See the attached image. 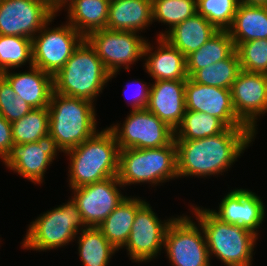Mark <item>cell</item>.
<instances>
[{
    "mask_svg": "<svg viewBox=\"0 0 267 266\" xmlns=\"http://www.w3.org/2000/svg\"><path fill=\"white\" fill-rule=\"evenodd\" d=\"M256 137L250 128H227L214 136L175 141L178 179L189 176L205 179L212 175H223L238 162Z\"/></svg>",
    "mask_w": 267,
    "mask_h": 266,
    "instance_id": "1",
    "label": "cell"
},
{
    "mask_svg": "<svg viewBox=\"0 0 267 266\" xmlns=\"http://www.w3.org/2000/svg\"><path fill=\"white\" fill-rule=\"evenodd\" d=\"M119 145L106 126L64 154L69 159V189L100 182L118 175Z\"/></svg>",
    "mask_w": 267,
    "mask_h": 266,
    "instance_id": "2",
    "label": "cell"
},
{
    "mask_svg": "<svg viewBox=\"0 0 267 266\" xmlns=\"http://www.w3.org/2000/svg\"><path fill=\"white\" fill-rule=\"evenodd\" d=\"M190 208L204 231L210 259L216 257L224 266H252L259 239L256 234L219 220L203 206L192 204Z\"/></svg>",
    "mask_w": 267,
    "mask_h": 266,
    "instance_id": "3",
    "label": "cell"
},
{
    "mask_svg": "<svg viewBox=\"0 0 267 266\" xmlns=\"http://www.w3.org/2000/svg\"><path fill=\"white\" fill-rule=\"evenodd\" d=\"M110 76L94 48L84 39L53 77L54 92L95 103Z\"/></svg>",
    "mask_w": 267,
    "mask_h": 266,
    "instance_id": "4",
    "label": "cell"
},
{
    "mask_svg": "<svg viewBox=\"0 0 267 266\" xmlns=\"http://www.w3.org/2000/svg\"><path fill=\"white\" fill-rule=\"evenodd\" d=\"M96 103L53 91L49 111V134L63 153L91 138L97 129Z\"/></svg>",
    "mask_w": 267,
    "mask_h": 266,
    "instance_id": "5",
    "label": "cell"
},
{
    "mask_svg": "<svg viewBox=\"0 0 267 266\" xmlns=\"http://www.w3.org/2000/svg\"><path fill=\"white\" fill-rule=\"evenodd\" d=\"M86 227L76 203L69 197L67 202L30 222L20 247L36 252L65 248L75 242L78 233Z\"/></svg>",
    "mask_w": 267,
    "mask_h": 266,
    "instance_id": "6",
    "label": "cell"
},
{
    "mask_svg": "<svg viewBox=\"0 0 267 266\" xmlns=\"http://www.w3.org/2000/svg\"><path fill=\"white\" fill-rule=\"evenodd\" d=\"M117 177L124 188L144 183L154 187L178 179L175 141L160 148L120 149Z\"/></svg>",
    "mask_w": 267,
    "mask_h": 266,
    "instance_id": "7",
    "label": "cell"
},
{
    "mask_svg": "<svg viewBox=\"0 0 267 266\" xmlns=\"http://www.w3.org/2000/svg\"><path fill=\"white\" fill-rule=\"evenodd\" d=\"M139 34L104 28L90 32L85 37L111 74L110 80L116 78L121 69L129 71L131 65L143 60L148 38Z\"/></svg>",
    "mask_w": 267,
    "mask_h": 266,
    "instance_id": "8",
    "label": "cell"
},
{
    "mask_svg": "<svg viewBox=\"0 0 267 266\" xmlns=\"http://www.w3.org/2000/svg\"><path fill=\"white\" fill-rule=\"evenodd\" d=\"M163 249L171 266H211L201 225L184 213L167 227Z\"/></svg>",
    "mask_w": 267,
    "mask_h": 266,
    "instance_id": "9",
    "label": "cell"
},
{
    "mask_svg": "<svg viewBox=\"0 0 267 266\" xmlns=\"http://www.w3.org/2000/svg\"><path fill=\"white\" fill-rule=\"evenodd\" d=\"M56 16L59 15H54L32 38L33 65L53 77L85 39L67 21L60 26L50 27Z\"/></svg>",
    "mask_w": 267,
    "mask_h": 266,
    "instance_id": "10",
    "label": "cell"
},
{
    "mask_svg": "<svg viewBox=\"0 0 267 266\" xmlns=\"http://www.w3.org/2000/svg\"><path fill=\"white\" fill-rule=\"evenodd\" d=\"M129 112L122 124L117 122L108 126L119 149L160 148L174 140L175 130L146 108Z\"/></svg>",
    "mask_w": 267,
    "mask_h": 266,
    "instance_id": "11",
    "label": "cell"
},
{
    "mask_svg": "<svg viewBox=\"0 0 267 266\" xmlns=\"http://www.w3.org/2000/svg\"><path fill=\"white\" fill-rule=\"evenodd\" d=\"M153 210L148 201L137 210L131 233L121 248L127 250L132 262L149 263L163 253L165 233L175 216L161 220Z\"/></svg>",
    "mask_w": 267,
    "mask_h": 266,
    "instance_id": "12",
    "label": "cell"
},
{
    "mask_svg": "<svg viewBox=\"0 0 267 266\" xmlns=\"http://www.w3.org/2000/svg\"><path fill=\"white\" fill-rule=\"evenodd\" d=\"M122 189L123 192L120 190ZM117 176L71 189L72 200L87 227H98L125 199Z\"/></svg>",
    "mask_w": 267,
    "mask_h": 266,
    "instance_id": "13",
    "label": "cell"
},
{
    "mask_svg": "<svg viewBox=\"0 0 267 266\" xmlns=\"http://www.w3.org/2000/svg\"><path fill=\"white\" fill-rule=\"evenodd\" d=\"M59 152L62 153V150L48 134L37 142L13 144L2 163L9 171L17 173L35 185H42L45 181V172L54 159H57Z\"/></svg>",
    "mask_w": 267,
    "mask_h": 266,
    "instance_id": "14",
    "label": "cell"
},
{
    "mask_svg": "<svg viewBox=\"0 0 267 266\" xmlns=\"http://www.w3.org/2000/svg\"><path fill=\"white\" fill-rule=\"evenodd\" d=\"M237 117L258 134L260 116L267 113V74L240 70L231 88Z\"/></svg>",
    "mask_w": 267,
    "mask_h": 266,
    "instance_id": "15",
    "label": "cell"
},
{
    "mask_svg": "<svg viewBox=\"0 0 267 266\" xmlns=\"http://www.w3.org/2000/svg\"><path fill=\"white\" fill-rule=\"evenodd\" d=\"M54 15L45 0H1L0 35L32 39Z\"/></svg>",
    "mask_w": 267,
    "mask_h": 266,
    "instance_id": "16",
    "label": "cell"
},
{
    "mask_svg": "<svg viewBox=\"0 0 267 266\" xmlns=\"http://www.w3.org/2000/svg\"><path fill=\"white\" fill-rule=\"evenodd\" d=\"M228 191L221 199L218 209L208 208L209 211L219 220L239 225L260 237L258 229L266 218L265 203L262 198L247 188Z\"/></svg>",
    "mask_w": 267,
    "mask_h": 266,
    "instance_id": "17",
    "label": "cell"
},
{
    "mask_svg": "<svg viewBox=\"0 0 267 266\" xmlns=\"http://www.w3.org/2000/svg\"><path fill=\"white\" fill-rule=\"evenodd\" d=\"M186 111L204 112L220 119L228 128H249L236 115L231 89L203 85L189 77L185 84Z\"/></svg>",
    "mask_w": 267,
    "mask_h": 266,
    "instance_id": "18",
    "label": "cell"
},
{
    "mask_svg": "<svg viewBox=\"0 0 267 266\" xmlns=\"http://www.w3.org/2000/svg\"><path fill=\"white\" fill-rule=\"evenodd\" d=\"M186 80H155L150 87L146 109L175 130L182 122Z\"/></svg>",
    "mask_w": 267,
    "mask_h": 266,
    "instance_id": "19",
    "label": "cell"
},
{
    "mask_svg": "<svg viewBox=\"0 0 267 266\" xmlns=\"http://www.w3.org/2000/svg\"><path fill=\"white\" fill-rule=\"evenodd\" d=\"M154 47L147 40L144 47V69L152 80H186L187 63L184 54L163 37L155 38ZM155 49V50H154Z\"/></svg>",
    "mask_w": 267,
    "mask_h": 266,
    "instance_id": "20",
    "label": "cell"
},
{
    "mask_svg": "<svg viewBox=\"0 0 267 266\" xmlns=\"http://www.w3.org/2000/svg\"><path fill=\"white\" fill-rule=\"evenodd\" d=\"M28 68L24 72L8 70L1 75L9 82L16 95L32 108H47L54 91L53 76L34 65Z\"/></svg>",
    "mask_w": 267,
    "mask_h": 266,
    "instance_id": "21",
    "label": "cell"
},
{
    "mask_svg": "<svg viewBox=\"0 0 267 266\" xmlns=\"http://www.w3.org/2000/svg\"><path fill=\"white\" fill-rule=\"evenodd\" d=\"M153 24L152 0H112L107 29L142 34Z\"/></svg>",
    "mask_w": 267,
    "mask_h": 266,
    "instance_id": "22",
    "label": "cell"
},
{
    "mask_svg": "<svg viewBox=\"0 0 267 266\" xmlns=\"http://www.w3.org/2000/svg\"><path fill=\"white\" fill-rule=\"evenodd\" d=\"M218 31L205 17L195 13L168 31L163 38L187 57Z\"/></svg>",
    "mask_w": 267,
    "mask_h": 266,
    "instance_id": "23",
    "label": "cell"
},
{
    "mask_svg": "<svg viewBox=\"0 0 267 266\" xmlns=\"http://www.w3.org/2000/svg\"><path fill=\"white\" fill-rule=\"evenodd\" d=\"M139 196H127L98 226L103 236L119 251L126 244L137 210L146 202Z\"/></svg>",
    "mask_w": 267,
    "mask_h": 266,
    "instance_id": "24",
    "label": "cell"
},
{
    "mask_svg": "<svg viewBox=\"0 0 267 266\" xmlns=\"http://www.w3.org/2000/svg\"><path fill=\"white\" fill-rule=\"evenodd\" d=\"M228 32L235 48L250 40L267 39V5L239 3Z\"/></svg>",
    "mask_w": 267,
    "mask_h": 266,
    "instance_id": "25",
    "label": "cell"
},
{
    "mask_svg": "<svg viewBox=\"0 0 267 266\" xmlns=\"http://www.w3.org/2000/svg\"><path fill=\"white\" fill-rule=\"evenodd\" d=\"M110 0H73L67 10L66 21L86 37L90 32L107 25Z\"/></svg>",
    "mask_w": 267,
    "mask_h": 266,
    "instance_id": "26",
    "label": "cell"
},
{
    "mask_svg": "<svg viewBox=\"0 0 267 266\" xmlns=\"http://www.w3.org/2000/svg\"><path fill=\"white\" fill-rule=\"evenodd\" d=\"M76 237L82 266H108L113 255L118 253L98 227H86Z\"/></svg>",
    "mask_w": 267,
    "mask_h": 266,
    "instance_id": "27",
    "label": "cell"
},
{
    "mask_svg": "<svg viewBox=\"0 0 267 266\" xmlns=\"http://www.w3.org/2000/svg\"><path fill=\"white\" fill-rule=\"evenodd\" d=\"M236 50L228 30H219L204 45L186 57L187 74L228 58Z\"/></svg>",
    "mask_w": 267,
    "mask_h": 266,
    "instance_id": "28",
    "label": "cell"
},
{
    "mask_svg": "<svg viewBox=\"0 0 267 266\" xmlns=\"http://www.w3.org/2000/svg\"><path fill=\"white\" fill-rule=\"evenodd\" d=\"M228 127L217 117L204 112L185 111L181 124L175 129L174 141H189L214 136Z\"/></svg>",
    "mask_w": 267,
    "mask_h": 266,
    "instance_id": "29",
    "label": "cell"
},
{
    "mask_svg": "<svg viewBox=\"0 0 267 266\" xmlns=\"http://www.w3.org/2000/svg\"><path fill=\"white\" fill-rule=\"evenodd\" d=\"M240 70L239 57L235 50L228 58L196 70L189 78L203 85L231 89Z\"/></svg>",
    "mask_w": 267,
    "mask_h": 266,
    "instance_id": "30",
    "label": "cell"
},
{
    "mask_svg": "<svg viewBox=\"0 0 267 266\" xmlns=\"http://www.w3.org/2000/svg\"><path fill=\"white\" fill-rule=\"evenodd\" d=\"M153 23H163L168 28L157 34L156 37H163L177 24L183 22L197 13L196 0H152Z\"/></svg>",
    "mask_w": 267,
    "mask_h": 266,
    "instance_id": "31",
    "label": "cell"
},
{
    "mask_svg": "<svg viewBox=\"0 0 267 266\" xmlns=\"http://www.w3.org/2000/svg\"><path fill=\"white\" fill-rule=\"evenodd\" d=\"M11 126L14 144L37 142L49 134L48 108H33Z\"/></svg>",
    "mask_w": 267,
    "mask_h": 266,
    "instance_id": "32",
    "label": "cell"
},
{
    "mask_svg": "<svg viewBox=\"0 0 267 266\" xmlns=\"http://www.w3.org/2000/svg\"><path fill=\"white\" fill-rule=\"evenodd\" d=\"M26 64L33 66L32 39L0 35V74L22 68Z\"/></svg>",
    "mask_w": 267,
    "mask_h": 266,
    "instance_id": "33",
    "label": "cell"
},
{
    "mask_svg": "<svg viewBox=\"0 0 267 266\" xmlns=\"http://www.w3.org/2000/svg\"><path fill=\"white\" fill-rule=\"evenodd\" d=\"M239 0H196L197 13L218 30H228L234 20Z\"/></svg>",
    "mask_w": 267,
    "mask_h": 266,
    "instance_id": "34",
    "label": "cell"
},
{
    "mask_svg": "<svg viewBox=\"0 0 267 266\" xmlns=\"http://www.w3.org/2000/svg\"><path fill=\"white\" fill-rule=\"evenodd\" d=\"M236 52L242 70L267 74V39L243 42L236 47Z\"/></svg>",
    "mask_w": 267,
    "mask_h": 266,
    "instance_id": "35",
    "label": "cell"
},
{
    "mask_svg": "<svg viewBox=\"0 0 267 266\" xmlns=\"http://www.w3.org/2000/svg\"><path fill=\"white\" fill-rule=\"evenodd\" d=\"M33 108L13 91L9 82L0 74V115L8 122L19 120Z\"/></svg>",
    "mask_w": 267,
    "mask_h": 266,
    "instance_id": "36",
    "label": "cell"
},
{
    "mask_svg": "<svg viewBox=\"0 0 267 266\" xmlns=\"http://www.w3.org/2000/svg\"><path fill=\"white\" fill-rule=\"evenodd\" d=\"M131 85H134L136 88L131 89L132 91V94H131V100H129V97H128V100L127 102H130L128 104H130L131 106V110H139V109H145L146 106H147V103H148V98H149V95H150V87H151V83H148L147 82H144L140 79H133ZM130 83H126V85H124L126 88L125 90H123V93L124 95L125 94H128L126 91V89L129 88ZM133 88V87H132ZM129 91V90H128ZM126 96V95H125ZM130 96V95H128ZM127 99V98H126Z\"/></svg>",
    "mask_w": 267,
    "mask_h": 266,
    "instance_id": "37",
    "label": "cell"
},
{
    "mask_svg": "<svg viewBox=\"0 0 267 266\" xmlns=\"http://www.w3.org/2000/svg\"><path fill=\"white\" fill-rule=\"evenodd\" d=\"M12 126L2 115H0V161L8 155L13 146Z\"/></svg>",
    "mask_w": 267,
    "mask_h": 266,
    "instance_id": "38",
    "label": "cell"
},
{
    "mask_svg": "<svg viewBox=\"0 0 267 266\" xmlns=\"http://www.w3.org/2000/svg\"><path fill=\"white\" fill-rule=\"evenodd\" d=\"M73 0H45L47 7L55 14L58 15V13L62 10H66L68 5ZM64 8V9H63Z\"/></svg>",
    "mask_w": 267,
    "mask_h": 266,
    "instance_id": "39",
    "label": "cell"
},
{
    "mask_svg": "<svg viewBox=\"0 0 267 266\" xmlns=\"http://www.w3.org/2000/svg\"><path fill=\"white\" fill-rule=\"evenodd\" d=\"M239 2L250 5H267V0H239Z\"/></svg>",
    "mask_w": 267,
    "mask_h": 266,
    "instance_id": "40",
    "label": "cell"
}]
</instances>
